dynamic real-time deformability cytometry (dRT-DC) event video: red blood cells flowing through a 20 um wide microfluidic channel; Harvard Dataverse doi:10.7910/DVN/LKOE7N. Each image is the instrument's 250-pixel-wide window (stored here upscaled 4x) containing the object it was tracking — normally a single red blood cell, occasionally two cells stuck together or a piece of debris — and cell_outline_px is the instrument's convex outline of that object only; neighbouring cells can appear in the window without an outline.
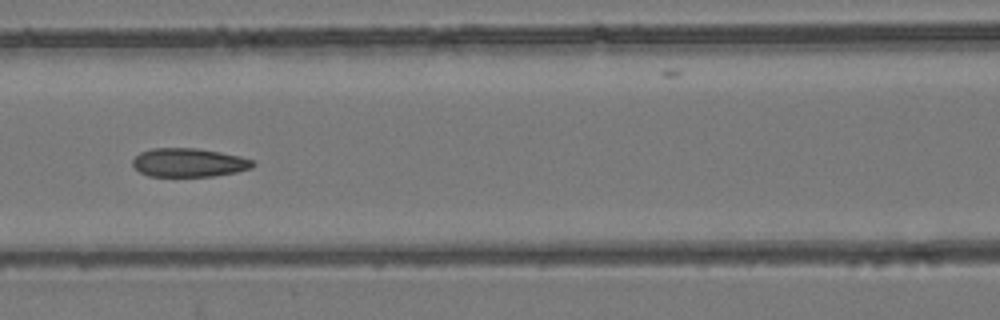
{"species": "common noctule bat (a hibernating species)", "species_latin": "Nyctalus noctula", "temperature_condition": "room temperature", "stored_images_in_passage": 7, "camera_frame_rate_fps": 3000, "um_per_image_px": 0.085, "animal": {"sex": "female", "body_mass_g": 24.6, "forearm_length_mm": 56.2}, "frame": {"image": 1, "passage_image": 7, "time_ms": 7.0, "image_size_px": [1000, 320], "cell_outline_px": [[256, 164], [252, 168], [236, 172], [212, 176], [148, 176], [140, 172], [132, 164], [132, 160], [140, 152], [152, 148], [196, 148], [220, 152], [240, 156], [252, 160]], "centroid_in_image_um": [16.05, 13.81], "position_along_channel_um": 150.5, "area_um2": 20.06}}